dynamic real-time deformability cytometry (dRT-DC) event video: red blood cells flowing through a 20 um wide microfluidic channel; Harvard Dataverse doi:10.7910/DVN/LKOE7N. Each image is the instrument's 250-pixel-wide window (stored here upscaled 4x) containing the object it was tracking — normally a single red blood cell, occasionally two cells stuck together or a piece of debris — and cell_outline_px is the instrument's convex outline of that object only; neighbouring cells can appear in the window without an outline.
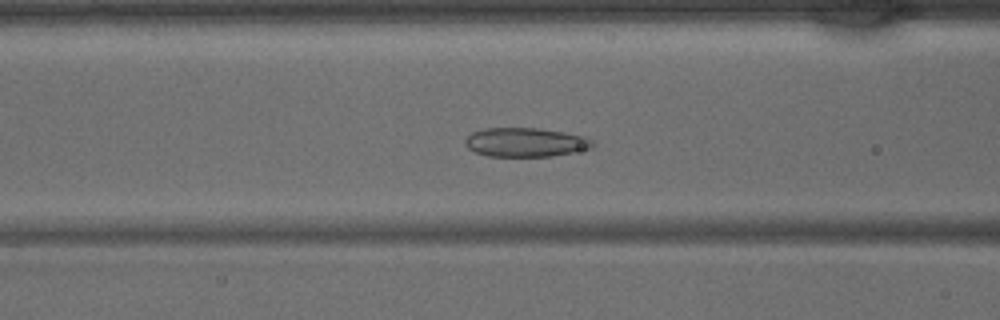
{"species": "common noctule bat (a hibernating species)", "species_latin": "Nyctalus noctula", "temperature_condition": "warm", "stored_images_in_passage": 44, "segment_of_instrument_passage": [1, 2], "camera_frame_rate_fps": 3000, "um_per_image_px": 0.085, "animal": {"sex": "male", "body_mass_g": 15.6}, "frame": {"image": 1, "passage_image": 17, "time_ms": 5.333, "image_size_px": [1000, 320], "cell_outline_px": [[596, 144], [592, 148], [552, 156], [488, 156], [476, 152], [468, 148], [464, 144], [464, 140], [472, 132], [484, 128], [540, 128], [564, 132], [584, 136], [592, 140]], "centroid_in_image_um": [44.67, 12.09], "position_along_channel_um": 121.9, "area_um2": 21.62}}
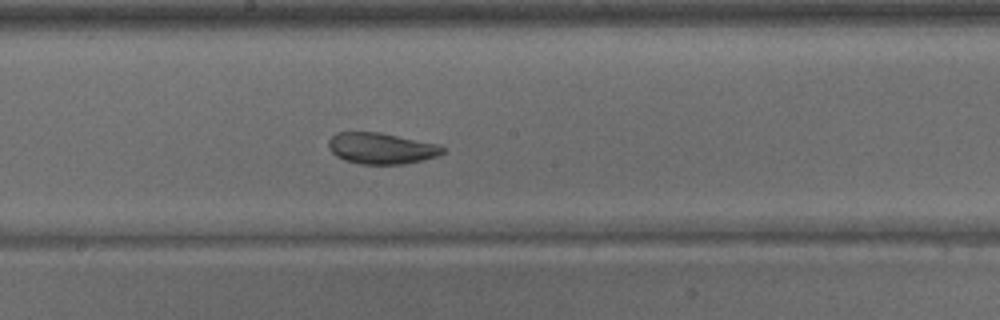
{"frame": {"image": 2, "passage_image": 23, "time_ms": 7.333, "image_size_px": [1000, 320], "cell_outline_px": [[444, 152], [436, 156], [404, 164], [360, 164], [344, 160], [336, 156], [328, 148], [328, 140], [336, 132], [380, 132], [440, 144], [444, 148]], "centroid_in_image_um": [32.39, 12.6], "position_along_channel_um": 215.8, "area_um2": 20.81}}
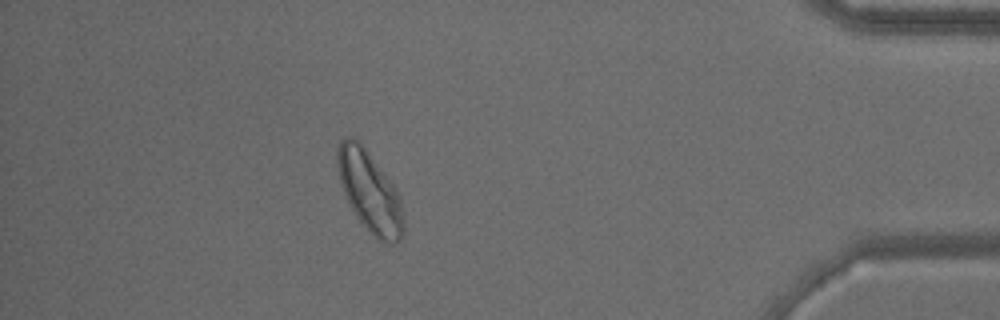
{"frame": {"image": 3, "passage_image": 38, "time_ms": 12.333, "image_size_px": [1000, 320], "cell_outline_px": [[404, 236], [396, 244], [384, 244], [356, 216], [344, 192], [340, 180], [336, 164], [336, 152], [340, 140], [348, 136], [352, 136], [368, 152], [392, 184], [400, 200], [404, 224]], "centroid_in_image_um": [31.42, 16.3], "position_along_channel_um": 403.8, "area_um2": 30.46}}